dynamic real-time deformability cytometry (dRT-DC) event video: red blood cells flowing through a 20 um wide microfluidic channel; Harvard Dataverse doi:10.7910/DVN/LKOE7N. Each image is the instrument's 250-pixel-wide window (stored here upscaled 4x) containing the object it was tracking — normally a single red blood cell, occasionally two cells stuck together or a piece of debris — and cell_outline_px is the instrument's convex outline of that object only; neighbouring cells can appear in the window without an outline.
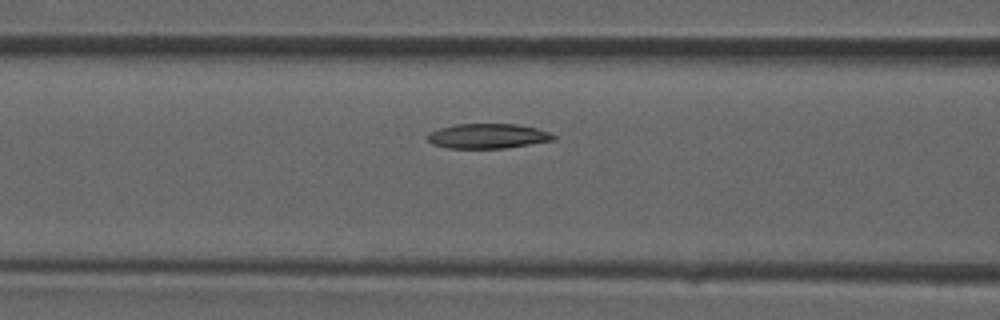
{"species": "common noctule bat (a hibernating species)", "species_latin": "Nyctalus noctula", "temperature_condition": "room temperature", "stored_images_in_passage": 36, "camera_frame_rate_fps": 3000, "um_per_image_px": 0.085, "animal": {"sex": "male", "forearm_length_mm": 52.5}, "frame": {"image": 1, "passage_image": 14, "time_ms": 4.333, "image_size_px": [1000, 320], "cell_outline_px": [[556, 140], [504, 148], [448, 148], [432, 144], [428, 140], [428, 132], [440, 128], [456, 124], [516, 124], [536, 128], [548, 132], [556, 136]], "centroid_in_image_um": [41.46, 11.56], "position_along_channel_um": 125.1, "area_um2": 18.15}}
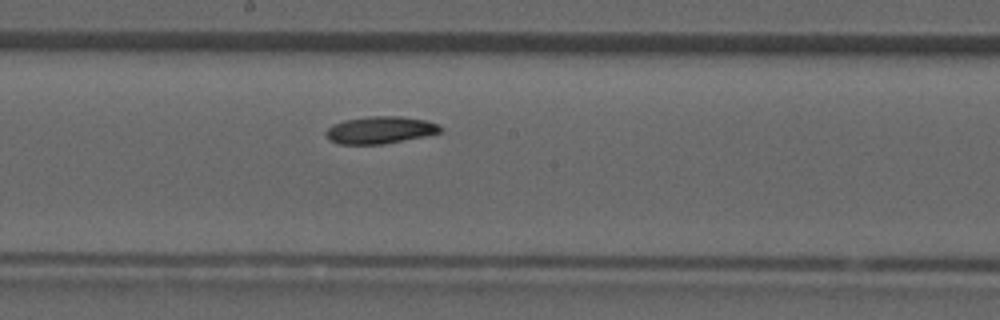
{"frame": {"image": 2, "passage_image": 19, "time_ms": 6.0, "image_size_px": [1000, 320], "cell_outline_px": [[444, 128], [440, 132], [424, 136], [384, 144], [340, 144], [332, 140], [324, 132], [332, 124], [344, 120], [368, 116], [400, 116], [424, 120], [440, 124]], "centroid_in_image_um": [32.33, 11.04], "position_along_channel_um": 215.9, "area_um2": 18.09}}
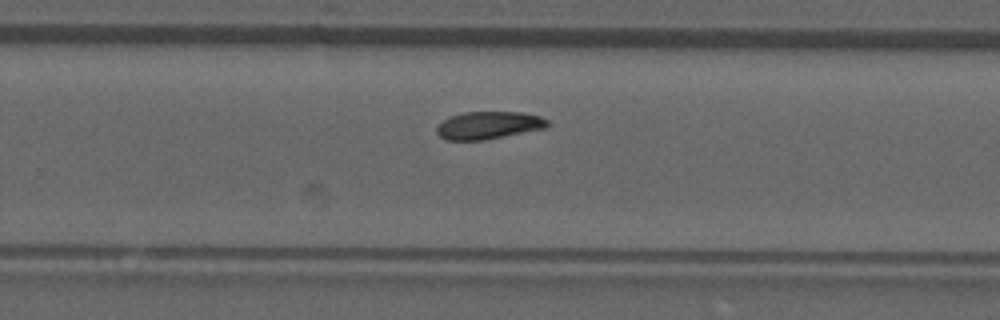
{"frame": {"image": 3, "passage_image": 23, "time_ms": 7.333, "image_size_px": [1000, 320], "cell_outline_px": [[548, 124], [544, 128], [484, 140], [444, 140], [436, 132], [436, 128], [444, 120], [452, 116], [464, 112], [524, 112], [540, 116], [548, 120]], "centroid_in_image_um": [41.52, 10.65], "position_along_channel_um": 288.3, "area_um2": 17.63}}